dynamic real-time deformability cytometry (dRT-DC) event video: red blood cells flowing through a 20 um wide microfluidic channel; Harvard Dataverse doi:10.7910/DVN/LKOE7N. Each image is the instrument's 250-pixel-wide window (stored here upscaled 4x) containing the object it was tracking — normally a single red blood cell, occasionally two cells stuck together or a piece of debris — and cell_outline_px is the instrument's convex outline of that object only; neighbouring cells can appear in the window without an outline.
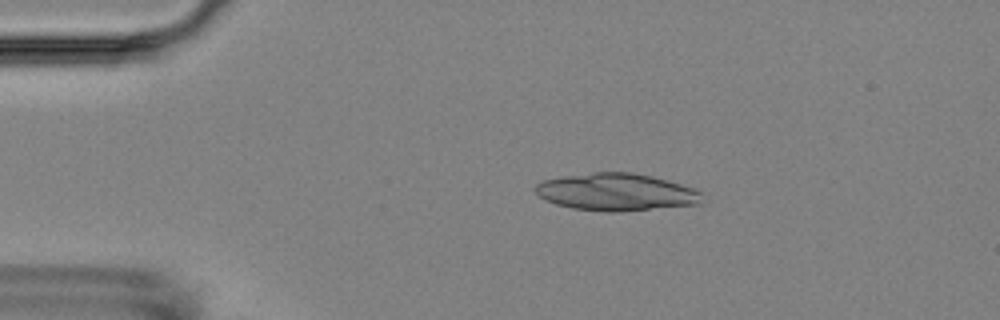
{"species": "Egyptian fruit bat (a non-hibernating species)", "species_latin": "Rousettus aegyptiacus", "temperature_condition": "room temperature", "stored_images_in_passage": 5, "camera_frame_rate_fps": 3000, "um_per_image_px": 0.085, "animal": {"sex": "female"}, "frame": {"image": 1, "passage_image": 3, "time_ms": 2.333, "image_size_px": [1000, 320], "cell_outline_px": [[700, 204], [616, 212], [608, 212], [572, 208], [556, 204], [544, 200], [532, 188], [536, 184], [544, 180], [564, 176], [596, 172], [632, 172], [652, 176], [668, 180], [696, 188], [700, 192]], "centroid_in_image_um": [52.37, 16.32], "position_along_channel_um": 32.6, "area_um2": 36.24}}